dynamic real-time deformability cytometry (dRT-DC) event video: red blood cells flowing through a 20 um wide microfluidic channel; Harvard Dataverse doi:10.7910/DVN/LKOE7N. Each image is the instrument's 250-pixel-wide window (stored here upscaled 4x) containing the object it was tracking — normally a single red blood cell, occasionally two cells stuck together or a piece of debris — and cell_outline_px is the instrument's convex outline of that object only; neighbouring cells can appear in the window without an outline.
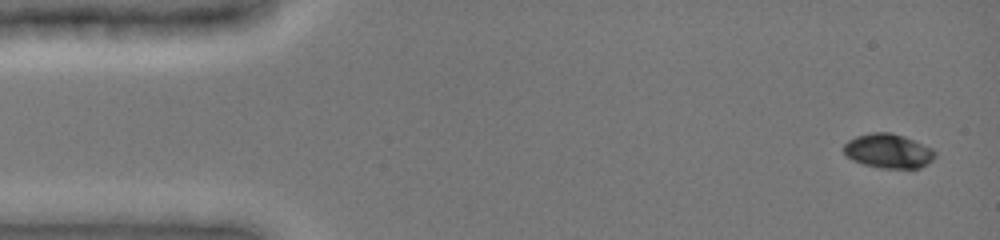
{"species": "common noctule bat (a hibernating species)", "species_latin": "Nyctalus noctula", "temperature_condition": "cold", "stored_images_in_passage": 9, "camera_frame_rate_fps": 3000, "um_per_image_px": 0.085, "animal": {"sex": "female", "body_mass_g": 19.0, "forearm_length_mm": 51.5}, "frame": {"image": 1, "passage_image": 1, "time_ms": 0.0, "image_size_px": [1000, 240], "cell_outline_px": [[936, 156], [928, 164], [920, 168], [880, 168], [864, 164], [852, 160], [844, 156], [844, 144], [848, 140], [856, 136], [872, 132], [892, 132], [904, 136], [932, 148], [936, 152]], "centroid_in_image_um": [75.5, 12.83], "position_along_channel_um": 9.5, "area_um2": 18.44}}
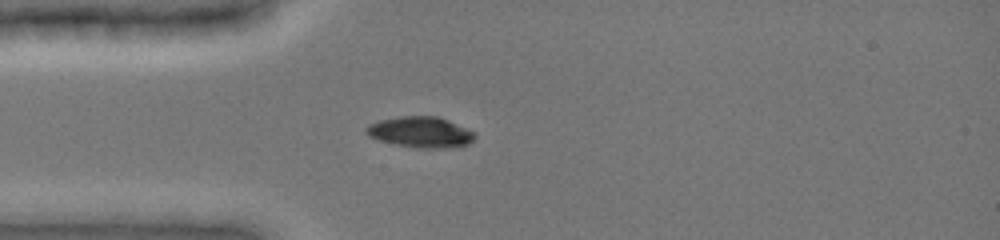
{"frame": {"image": 2, "passage_image": 8, "time_ms": 3.667, "image_size_px": [1000, 240], "cell_outline_px": [[476, 136], [468, 144], [460, 148], [416, 148], [396, 144], [380, 140], [368, 136], [364, 132], [364, 128], [368, 124], [376, 120], [400, 116], [436, 116], [448, 120], [476, 132]], "centroid_in_image_um": [35.74, 11.23], "position_along_channel_um": 49.3, "area_um2": 19.88}}